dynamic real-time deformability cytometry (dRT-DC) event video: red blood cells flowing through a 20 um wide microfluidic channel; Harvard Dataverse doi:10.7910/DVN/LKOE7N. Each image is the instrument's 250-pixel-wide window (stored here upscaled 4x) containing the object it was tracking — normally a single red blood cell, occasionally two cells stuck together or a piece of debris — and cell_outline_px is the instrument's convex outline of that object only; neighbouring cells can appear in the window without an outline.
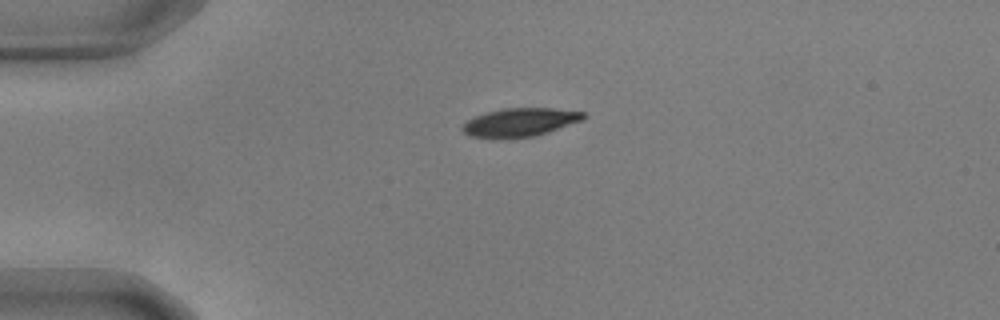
{"species": "common noctule bat (a hibernating species)", "species_latin": "Nyctalus noctula", "temperature_condition": "warm", "stored_images_in_passage": 43, "camera_frame_rate_fps": 3000, "um_per_image_px": 0.085, "animal": {"sex": "male", "body_mass_g": 17.9, "forearm_length_mm": 54.2}, "frame": {"image": 1, "passage_image": 1, "time_ms": 0.0, "image_size_px": [1000, 320], "cell_outline_px": [[588, 116], [580, 120], [548, 132], [532, 136], [504, 140], [468, 136], [460, 128], [468, 120], [476, 116], [488, 112], [504, 108], [552, 108], [584, 112]], "centroid_in_image_um": [44.15, 10.42], "position_along_channel_um": 40.8, "area_um2": 20.11}}
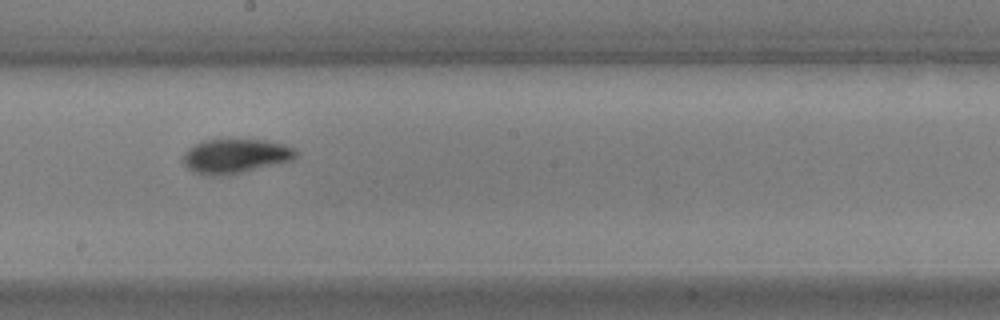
{"frame": {"image": 2, "passage_image": 19, "time_ms": 6.0, "image_size_px": [1000, 320], "cell_outline_px": [[300, 152], [292, 160], [240, 172], [212, 176], [192, 172], [184, 164], [184, 152], [192, 144], [204, 140], [264, 140], [284, 144], [296, 148]], "centroid_in_image_um": [20.01, 13.25], "position_along_channel_um": 228.2, "area_um2": 22.37}}
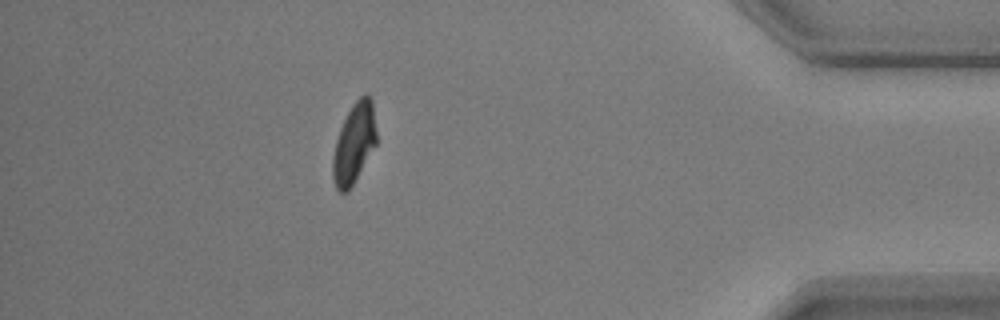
{"frame": {"image": 3, "passage_image": 37, "time_ms": 12.0, "image_size_px": [1000, 320], "cell_outline_px": [[376, 144], [348, 192], [340, 192], [336, 188], [332, 176], [332, 156], [336, 140], [340, 128], [352, 104], [364, 92], [368, 92], [372, 100], [376, 132]], "centroid_in_image_um": [30.09, 12.16], "position_along_channel_um": 405.1, "area_um2": 20.35}, "authors_computed_cell_mechanics": {"area_um2": 21.2126, "velocity_mm_per_s": 3.6452, "shape_relaxation_time_tau1_ms": 2.6434, "shape_relaxation_time_tau2_ms": 1.5728, "deformation_change_tau1": 0.169, "deformation_change_tau2": 0.0689}}